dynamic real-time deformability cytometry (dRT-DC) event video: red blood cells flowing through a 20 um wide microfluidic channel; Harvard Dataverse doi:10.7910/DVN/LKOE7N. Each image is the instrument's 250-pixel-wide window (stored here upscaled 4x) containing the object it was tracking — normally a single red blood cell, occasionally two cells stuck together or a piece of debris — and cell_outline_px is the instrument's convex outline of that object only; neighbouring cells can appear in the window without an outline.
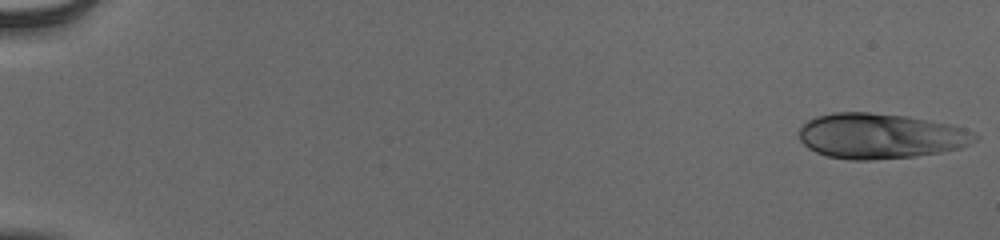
{"species": "human", "species_latin": "Homo sapiens", "temperature_condition": "cold", "stored_images_in_passage": 54, "camera_frame_rate_fps": 3000, "um_per_image_px": 0.085, "donor": {"sex": "male"}, "frame": {"image": 1, "passage_image": 1, "time_ms": 0.0, "image_size_px": [1000, 240], "cell_outline_px": [[976, 140], [960, 148], [940, 152], [916, 156], [872, 160], [848, 160], [828, 156], [816, 152], [808, 148], [800, 140], [800, 128], [808, 120], [816, 116], [832, 112], [872, 112], [908, 116], [948, 124], [964, 128], [972, 132], [976, 136]], "centroid_in_image_um": [74.8, 11.56], "position_along_channel_um": 10.2, "area_um2": 46.36}}
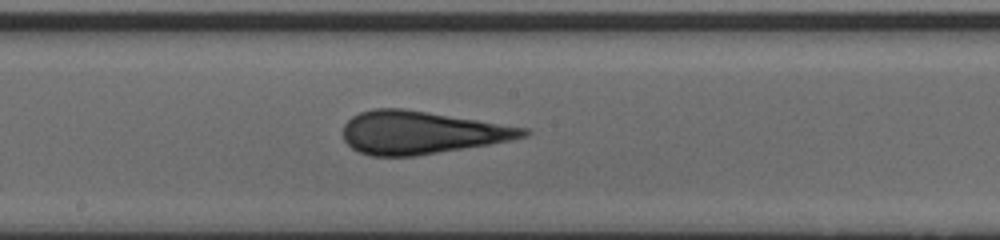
{"frame": {"image": 2, "passage_image": 31, "time_ms": 10.0, "image_size_px": [1000, 240], "cell_outline_px": [[532, 132], [528, 136], [512, 140], [488, 144], [412, 156], [372, 156], [360, 152], [352, 148], [344, 140], [344, 124], [352, 116], [360, 112], [372, 108], [404, 108], [528, 128]], "centroid_in_image_um": [35.81, 11.25], "position_along_channel_um": 212.4, "area_um2": 44.74}}
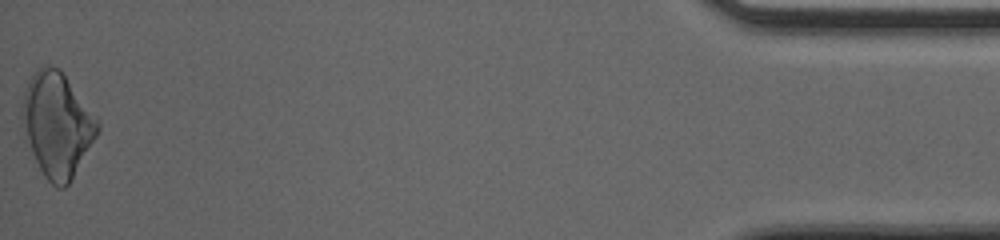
{"frame": {"image": 3, "passage_image": 54, "time_ms": 17.667, "image_size_px": [1000, 240], "cell_outline_px": [[100, 128], [96, 136], [72, 180], [64, 188], [56, 188], [44, 176], [24, 140], [20, 116], [20, 112], [24, 92], [28, 80], [44, 64], [60, 68], [100, 120]], "centroid_in_image_um": [4.84, 10.6], "position_along_channel_um": 430.4, "area_um2": 46.47}, "authors_computed_cell_mechanics": {"area_um2": 44.8528, "velocity_mm_per_s": 3.9125, "shape_relaxation_time_tau1_ms": 9.3701, "shape_relaxation_time_tau2_ms": 1.3094, "deformation_change_tau1": 0.2289, "deformation_change_tau2": 0.0765}}